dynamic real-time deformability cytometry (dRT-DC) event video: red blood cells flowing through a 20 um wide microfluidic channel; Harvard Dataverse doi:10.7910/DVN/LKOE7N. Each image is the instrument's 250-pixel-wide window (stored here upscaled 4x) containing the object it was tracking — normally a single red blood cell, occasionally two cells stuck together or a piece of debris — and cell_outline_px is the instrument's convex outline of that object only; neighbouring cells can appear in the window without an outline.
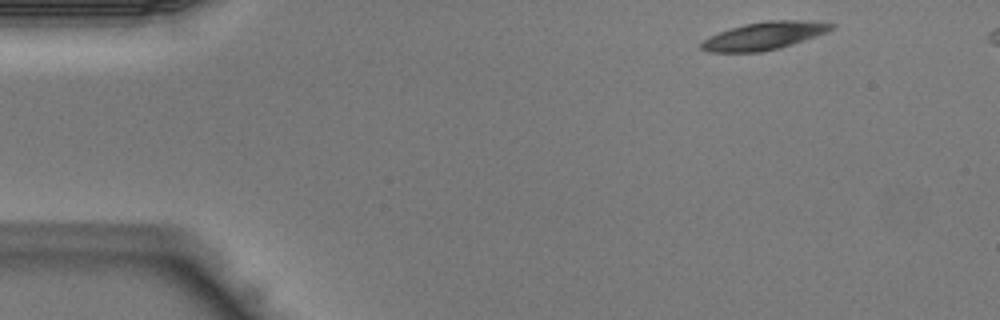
{"species": "Egyptian fruit bat (a non-hibernating species)", "species_latin": "Rousettus aegyptiacus", "temperature_condition": "warm", "stored_images_in_passage": 38, "camera_frame_rate_fps": 3000, "um_per_image_px": 0.085, "animal": {"sex": "male"}, "frame": {"image": 1, "passage_image": 1, "time_ms": 0.0, "image_size_px": [1000, 320], "cell_outline_px": [[836, 24], [832, 28], [824, 32], [792, 44], [780, 48], [760, 52], [708, 52], [700, 48], [700, 44], [704, 40], [720, 32], [744, 24], [768, 20], [804, 20]], "centroid_in_image_um": [64.92, 3.05], "position_along_channel_um": 20.1, "area_um2": 20.58}}
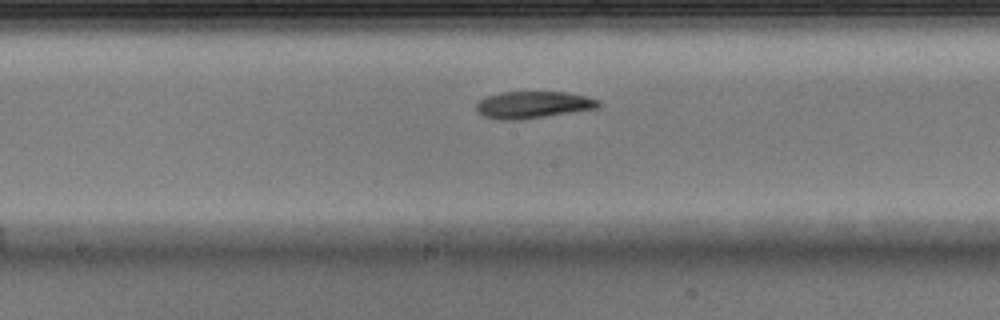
{"frame": {"image": 2, "passage_image": 18, "time_ms": 5.667, "image_size_px": [1000, 320], "cell_outline_px": [[600, 108], [516, 120], [500, 120], [484, 116], [476, 112], [476, 104], [480, 100], [488, 96], [500, 92], [568, 92], [600, 100]], "centroid_in_image_um": [45.31, 8.9], "position_along_channel_um": 202.9, "area_um2": 19.13}}
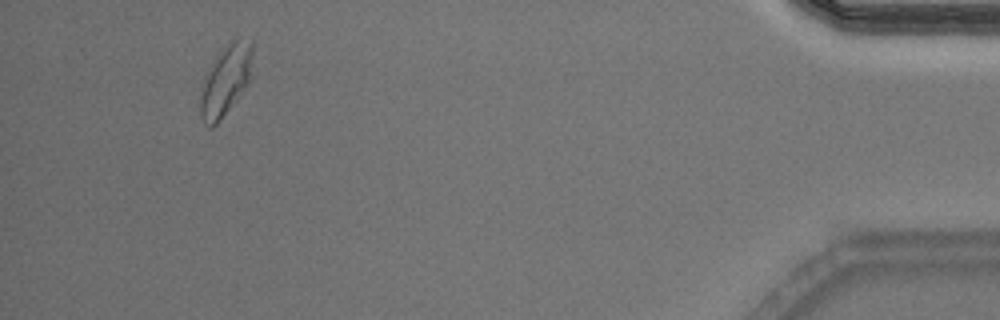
{"frame": {"image": 3, "passage_image": 36, "time_ms": 11.667, "image_size_px": [1000, 320], "cell_outline_px": [[252, 56], [248, 80], [220, 120], [212, 128], [208, 128], [204, 124], [200, 116], [200, 96], [204, 76], [216, 60], [236, 40], [252, 40]], "centroid_in_image_um": [19.12, 6.94], "position_along_channel_um": 416.1, "area_um2": 19.94}}